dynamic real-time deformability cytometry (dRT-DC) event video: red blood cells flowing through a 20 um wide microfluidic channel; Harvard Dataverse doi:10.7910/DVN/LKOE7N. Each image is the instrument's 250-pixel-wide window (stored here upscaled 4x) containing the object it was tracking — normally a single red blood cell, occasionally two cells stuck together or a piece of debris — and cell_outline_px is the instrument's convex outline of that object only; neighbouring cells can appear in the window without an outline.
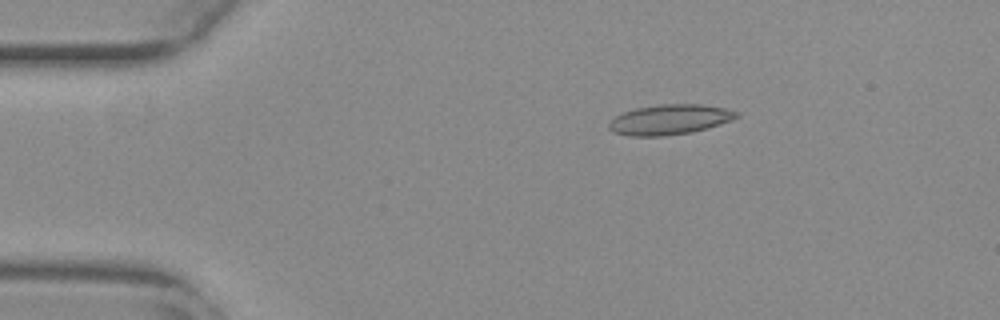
{"species": "common noctule bat (a hibernating species)", "species_latin": "Nyctalus noctula", "temperature_condition": "warm", "stored_images_in_passage": 45, "camera_frame_rate_fps": 3000, "um_per_image_px": 0.085, "animal": {"sex": "female", "body_mass_g": 29.2, "forearm_length_mm": 56.3}, "frame": {"image": 1, "passage_image": 1, "time_ms": 0.0, "image_size_px": [1000, 320], "cell_outline_px": [[740, 116], [732, 120], [720, 124], [692, 132], [664, 136], [628, 136], [616, 132], [608, 128], [608, 124], [616, 116], [624, 112], [636, 108], [660, 104], [700, 104], [724, 108], [740, 112]], "centroid_in_image_um": [56.95, 10.16], "position_along_channel_um": 28.0, "area_um2": 22.31}}
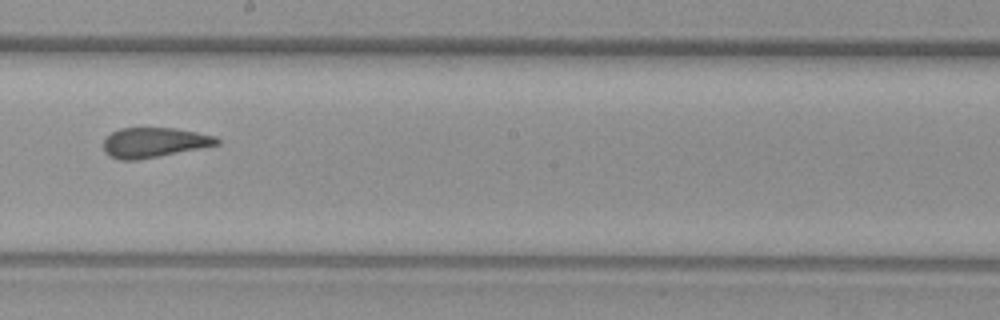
{"frame": {"image": 2, "passage_image": 22, "time_ms": 7.0, "image_size_px": [1000, 320], "cell_outline_px": [[220, 144], [140, 160], [120, 160], [108, 156], [104, 152], [104, 140], [112, 132], [120, 128], [176, 128], [216, 136], [220, 140]], "centroid_in_image_um": [13.09, 12.12], "position_along_channel_um": 235.1, "area_um2": 19.83}}
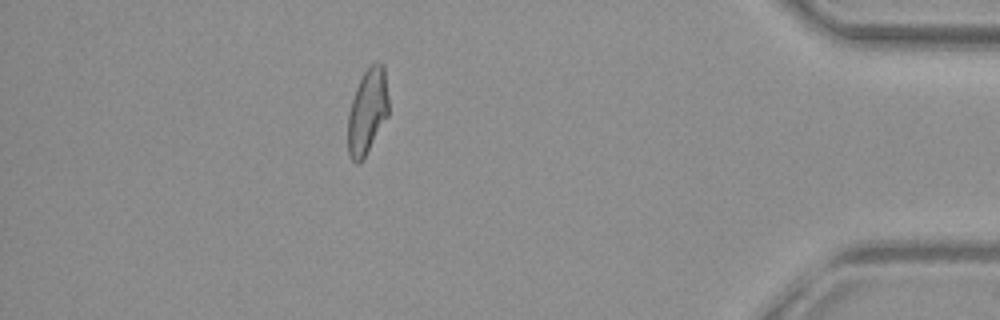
{"frame": {"image": 3, "passage_image": 39, "time_ms": 12.667, "image_size_px": [1000, 320], "cell_outline_px": [[388, 116], [364, 160], [356, 164], [352, 160], [348, 152], [348, 112], [356, 88], [364, 72], [376, 60], [380, 60], [384, 64], [388, 96]], "centroid_in_image_um": [31.24, 9.48], "position_along_channel_um": 404.0, "area_um2": 20.52}, "authors_computed_cell_mechanics": {"area_um2": 20.5768, "velocity_mm_per_s": 3.8375, "shape_relaxation_time_tau1_ms": null, "shape_relaxation_time_tau2_ms": 1.4364, "deformation_change_tau1": null, "deformation_change_tau2": 0.1053}}